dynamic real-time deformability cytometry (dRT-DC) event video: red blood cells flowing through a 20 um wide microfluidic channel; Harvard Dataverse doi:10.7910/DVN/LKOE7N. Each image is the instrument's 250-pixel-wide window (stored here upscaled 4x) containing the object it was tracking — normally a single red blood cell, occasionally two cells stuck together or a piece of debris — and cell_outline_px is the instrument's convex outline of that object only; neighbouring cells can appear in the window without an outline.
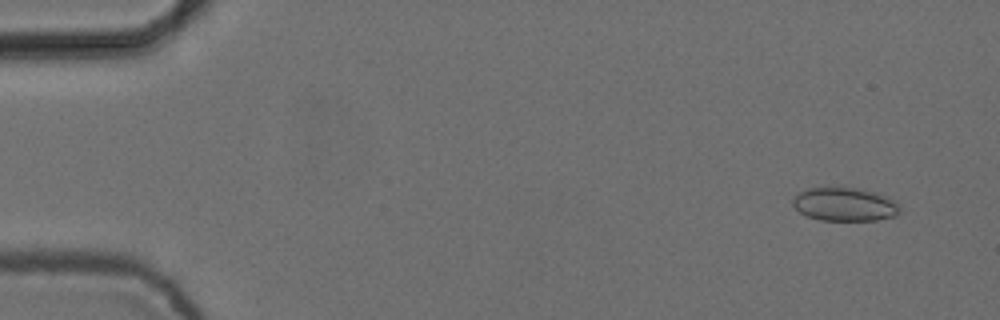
{"species": "common noctule bat (a hibernating species)", "species_latin": "Nyctalus noctula", "temperature_condition": "cold", "stored_images_in_passage": 6, "camera_frame_rate_fps": 3000, "um_per_image_px": 0.085, "animal": {"sex": "female", "body_mass_g": 24.6, "forearm_length_mm": 56.2}, "frame": {"image": 1, "passage_image": 2, "time_ms": 0.333, "image_size_px": [1000, 320], "cell_outline_px": [[900, 212], [896, 216], [876, 220], [820, 220], [808, 216], [800, 212], [792, 204], [792, 200], [800, 192], [808, 188], [856, 188], [876, 192], [888, 196], [896, 200], [900, 204]], "centroid_in_image_um": [71.86, 17.37], "position_along_channel_um": 13.1, "area_um2": 20.92}}
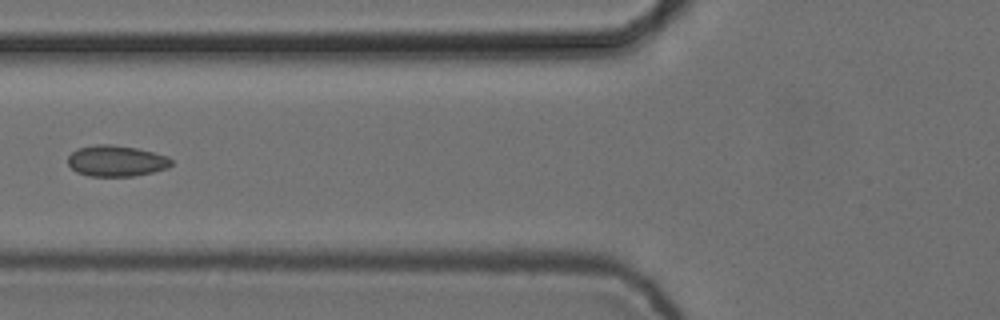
{"frame": {"image": 2, "passage_image": 6, "time_ms": 1.667, "image_size_px": [1000, 320], "cell_outline_px": [[172, 164], [168, 168], [152, 172], [132, 176], [88, 176], [76, 172], [68, 164], [68, 156], [76, 148], [96, 144], [112, 144], [136, 148], [168, 156], [172, 160]], "centroid_in_image_um": [9.86, 13.67], "position_along_channel_um": 115.9, "area_um2": 18.79}}